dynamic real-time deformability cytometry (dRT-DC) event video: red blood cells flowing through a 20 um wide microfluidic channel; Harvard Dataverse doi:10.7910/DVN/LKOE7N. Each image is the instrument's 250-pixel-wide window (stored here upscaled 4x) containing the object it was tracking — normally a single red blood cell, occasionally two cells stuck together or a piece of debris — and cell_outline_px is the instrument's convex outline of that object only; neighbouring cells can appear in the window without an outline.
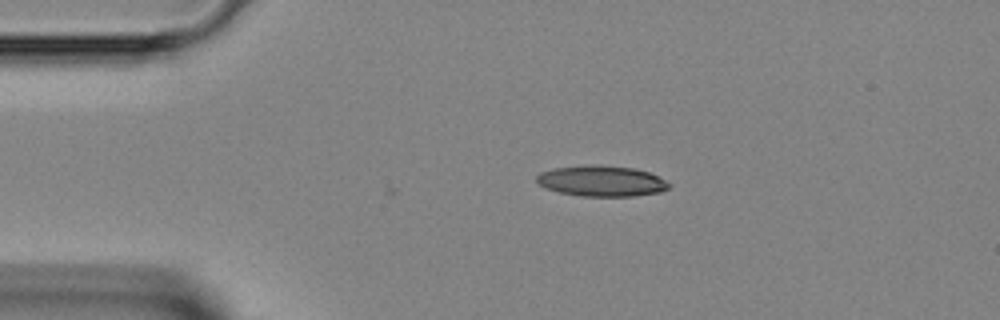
{"species": "Egyptian fruit bat (a non-hibernating species)", "species_latin": "Rousettus aegyptiacus", "temperature_condition": "room temperature", "stored_images_in_passage": 4, "camera_frame_rate_fps": 3000, "um_per_image_px": 0.085, "animal": {"sex": "female"}, "frame": {"image": 1, "passage_image": 1, "time_ms": 0.0, "image_size_px": [1000, 320], "cell_outline_px": [[672, 184], [668, 188], [660, 192], [632, 196], [580, 196], [560, 192], [544, 188], [536, 180], [536, 176], [540, 172], [552, 168], [632, 168], [648, 172]], "centroid_in_image_um": [51.13, 15.45], "position_along_channel_um": 33.9, "area_um2": 22.48}}